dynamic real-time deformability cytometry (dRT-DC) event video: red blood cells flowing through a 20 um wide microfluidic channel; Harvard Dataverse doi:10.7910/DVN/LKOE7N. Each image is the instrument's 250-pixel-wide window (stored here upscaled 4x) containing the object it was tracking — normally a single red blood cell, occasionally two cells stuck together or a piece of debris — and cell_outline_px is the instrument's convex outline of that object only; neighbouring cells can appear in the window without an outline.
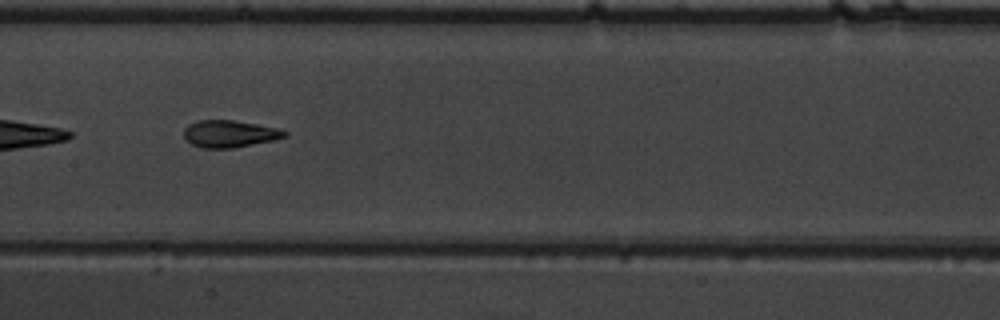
{"species": "common noctule bat (a hibernating species)", "species_latin": "Nyctalus noctula", "temperature_condition": "warm", "stored_images_in_passage": 21, "camera_frame_rate_fps": 3000, "um_per_image_px": 0.085, "animal": {"sex": "male", "body_mass_g": 19.5, "forearm_length_mm": 54.6}, "frame": {"image": 1, "passage_image": 12, "time_ms": 3.667, "image_size_px": [1000, 320], "cell_outline_px": [[288, 136], [276, 140], [232, 148], [200, 148], [192, 144], [184, 136], [184, 128], [188, 124], [196, 120], [232, 120], [280, 128], [288, 132]], "centroid_in_image_um": [19.54, 11.37], "position_along_channel_um": 187.9, "area_um2": 16.07}}
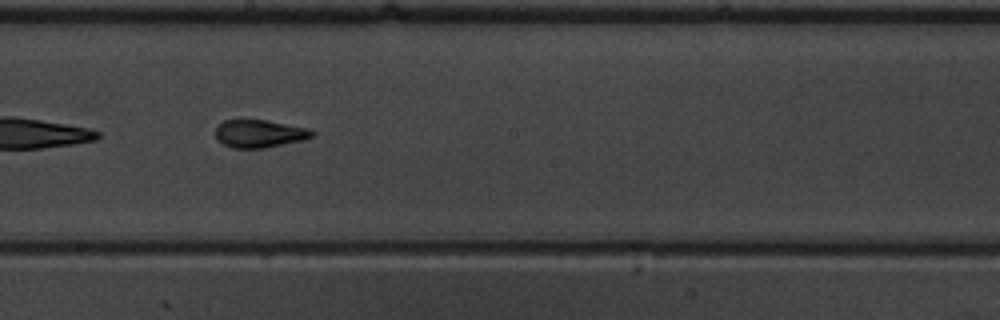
{"frame": {"image": 2, "passage_image": 15, "time_ms": 4.667, "image_size_px": [1000, 320], "cell_outline_px": [[316, 132], [312, 136], [304, 140], [264, 148], [232, 148], [216, 140], [216, 128], [224, 120], [264, 120], [308, 128]], "centroid_in_image_um": [22.05, 11.37], "position_along_channel_um": 226.1, "area_um2": 15.55}}